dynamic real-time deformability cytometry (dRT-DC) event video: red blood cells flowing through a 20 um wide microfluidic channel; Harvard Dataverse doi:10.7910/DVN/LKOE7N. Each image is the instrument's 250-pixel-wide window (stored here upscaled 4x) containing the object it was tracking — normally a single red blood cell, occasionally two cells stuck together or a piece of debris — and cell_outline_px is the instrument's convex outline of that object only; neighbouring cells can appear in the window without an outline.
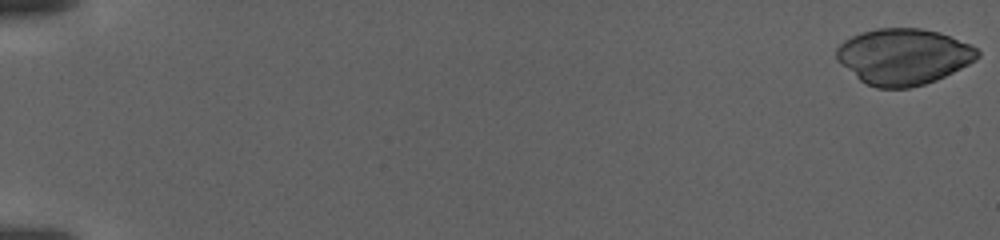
{"species": "human", "species_latin": "Homo sapiens", "temperature_condition": "warm", "stored_images_in_passage": 120, "camera_frame_rate_fps": 3000, "um_per_image_px": 0.085, "donor": {"sex": "female"}, "frame": {"image": 1, "passage_image": 1, "time_ms": 0.0, "image_size_px": [1000, 240], "cell_outline_px": [[980, 56], [976, 60], [936, 80], [924, 84], [908, 88], [876, 88], [860, 80], [836, 60], [836, 48], [844, 40], [860, 32], [876, 28], [920, 28], [940, 32], [968, 44], [976, 48], [980, 52]], "centroid_in_image_um": [76.77, 4.8], "position_along_channel_um": 8.2, "area_um2": 45.95}}
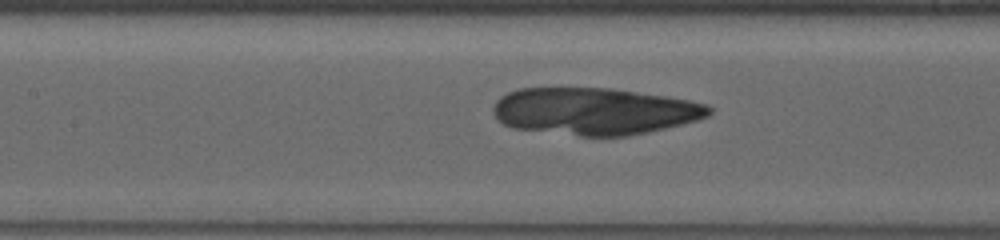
{"frame": {"image": 2, "passage_image": 60, "time_ms": 19.667, "image_size_px": [1000, 240], "cell_outline_px": [[712, 112], [708, 116], [696, 120], [648, 132], [628, 136], [580, 136], [512, 128], [496, 120], [492, 112], [492, 108], [496, 100], [500, 96], [508, 92], [520, 88], [608, 88], [668, 96], [708, 104], [712, 108]], "centroid_in_image_um": [50.49, 9.45], "position_along_channel_um": 156.9, "area_um2": 59.42}}
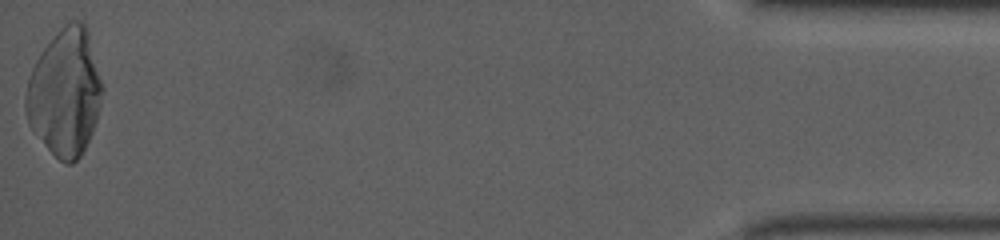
{"frame": {"image": 3, "passage_image": 120, "time_ms": 39.667, "image_size_px": [1000, 240], "cell_outline_px": [[104, 88], [96, 120], [92, 132], [80, 156], [72, 164], [64, 164], [48, 148], [28, 124], [24, 108], [24, 96], [28, 80], [32, 68], [40, 52], [60, 28], [68, 20], [84, 20], [88, 32]], "centroid_in_image_um": [5.52, 7.84], "position_along_channel_um": 429.7, "area_um2": 56.59}}